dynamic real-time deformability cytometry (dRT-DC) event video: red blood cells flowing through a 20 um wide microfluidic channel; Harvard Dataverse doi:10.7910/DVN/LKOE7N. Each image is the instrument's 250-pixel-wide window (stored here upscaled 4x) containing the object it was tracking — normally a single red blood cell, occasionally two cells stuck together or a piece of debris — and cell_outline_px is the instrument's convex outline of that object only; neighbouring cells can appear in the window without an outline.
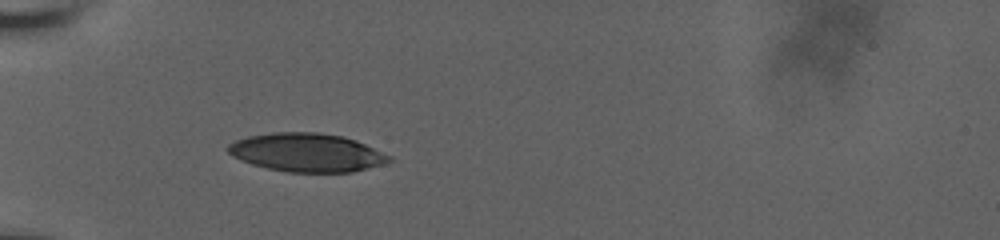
{"species": "human", "species_latin": "Homo sapiens", "temperature_condition": "room temperature", "stored_images_in_passage": 14, "camera_frame_rate_fps": 3000, "um_per_image_px": 0.085, "donor": {"sex": "male"}, "frame": {"image": 1, "passage_image": 10, "time_ms": 6.667, "image_size_px": [1000, 240], "cell_outline_px": [[392, 160], [368, 168], [352, 172], [288, 172], [268, 168], [252, 164], [240, 160], [232, 156], [228, 152], [228, 144], [236, 140], [248, 136], [272, 132], [320, 132], [344, 136], [356, 140], [392, 156]], "centroid_in_image_um": [26.07, 12.95], "position_along_channel_um": 58.9, "area_um2": 36.13}}
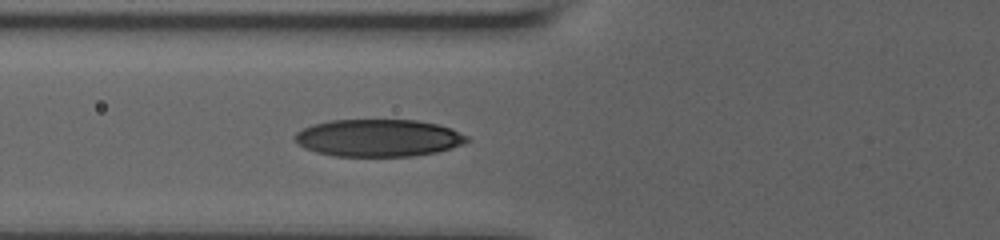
{"frame": {"image": 2, "passage_image": 14, "time_ms": 8.0, "image_size_px": [1000, 240], "cell_outline_px": [[468, 140], [464, 144], [452, 148], [436, 152], [412, 156], [332, 156], [316, 152], [304, 148], [296, 140], [296, 132], [304, 128], [316, 124], [332, 120], [416, 120], [436, 124], [452, 128], [468, 136]], "centroid_in_image_um": [32.2, 11.73], "position_along_channel_um": 93.6, "area_um2": 37.28}}